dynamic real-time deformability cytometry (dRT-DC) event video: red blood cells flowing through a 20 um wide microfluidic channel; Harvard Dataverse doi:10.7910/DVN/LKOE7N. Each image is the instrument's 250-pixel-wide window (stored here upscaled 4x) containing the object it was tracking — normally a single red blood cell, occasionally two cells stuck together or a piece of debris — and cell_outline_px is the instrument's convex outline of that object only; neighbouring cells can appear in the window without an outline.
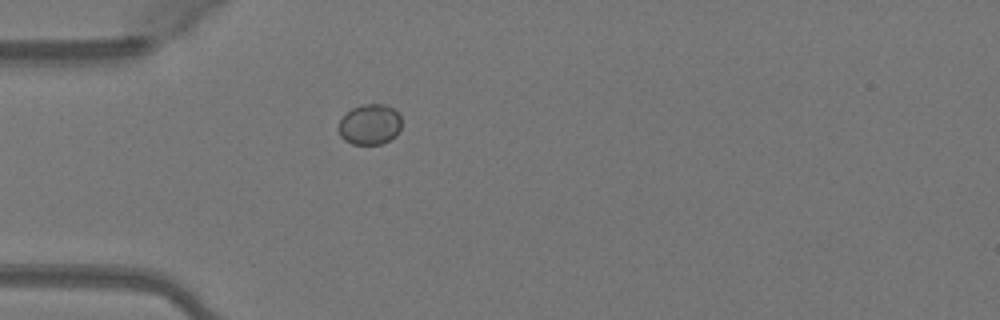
{"species": "Egyptian fruit bat (a non-hibernating species)", "species_latin": "Rousettus aegyptiacus", "temperature_condition": "warm", "stored_images_in_passage": 36, "camera_frame_rate_fps": 3000, "um_per_image_px": 0.085, "animal": {"sex": "female"}, "frame": {"image": 1, "passage_image": 1, "time_ms": 0.0, "image_size_px": [1000, 320], "cell_outline_px": [[400, 128], [396, 136], [380, 144], [352, 144], [344, 140], [340, 136], [340, 120], [352, 108], [364, 104], [384, 104], [392, 108], [400, 116]], "centroid_in_image_um": [31.44, 10.58], "position_along_channel_um": 53.6, "area_um2": 14.62}}
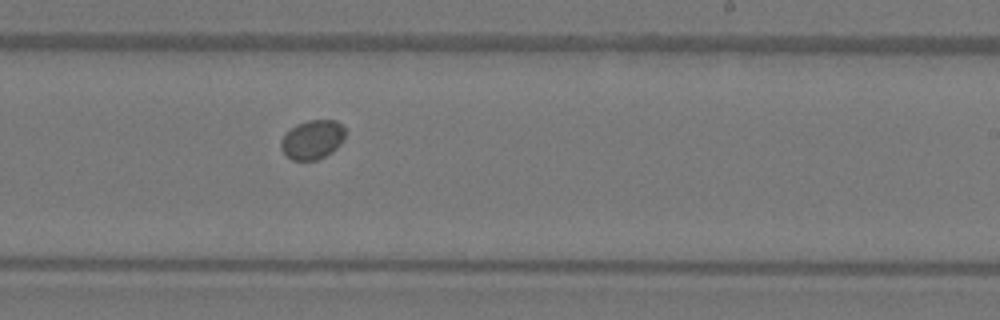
{"frame": {"image": 2, "passage_image": 17, "time_ms": 5.333, "image_size_px": [1000, 320], "cell_outline_px": [[344, 136], [340, 144], [332, 152], [316, 160], [292, 160], [284, 152], [280, 144], [280, 140], [296, 124], [308, 120], [336, 120], [344, 128]], "centroid_in_image_um": [26.56, 11.86], "position_along_channel_um": 262.4, "area_um2": 14.39}}
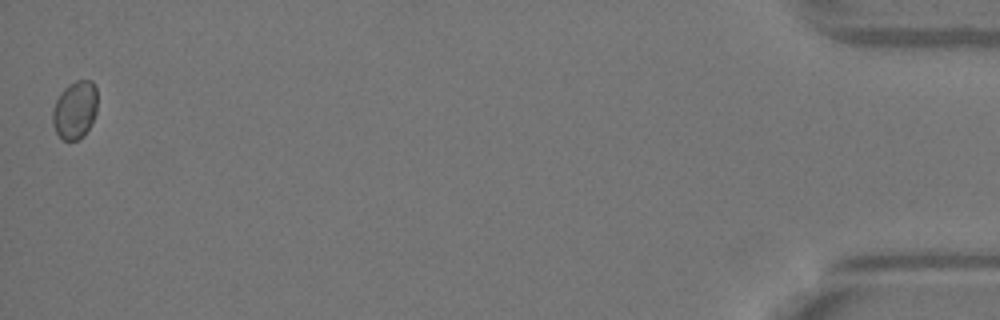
{"frame": {"image": 3, "passage_image": 36, "time_ms": 11.667, "image_size_px": [1000, 320], "cell_outline_px": [[96, 112], [84, 136], [76, 140], [64, 140], [56, 132], [52, 124], [52, 112], [56, 100], [60, 92], [68, 84], [76, 80], [92, 80], [96, 88]], "centroid_in_image_um": [6.35, 9.32], "position_along_channel_um": 428.8, "area_um2": 15.09}, "authors_computed_cell_mechanics": {"area_um2": 14.9124, "velocity_mm_per_s": 4.0743, "shape_relaxation_time_tau1_ms": 2.2433, "shape_relaxation_time_tau2_ms": null, "deformation_change_tau1": 0.0219, "deformation_change_tau2": null}}